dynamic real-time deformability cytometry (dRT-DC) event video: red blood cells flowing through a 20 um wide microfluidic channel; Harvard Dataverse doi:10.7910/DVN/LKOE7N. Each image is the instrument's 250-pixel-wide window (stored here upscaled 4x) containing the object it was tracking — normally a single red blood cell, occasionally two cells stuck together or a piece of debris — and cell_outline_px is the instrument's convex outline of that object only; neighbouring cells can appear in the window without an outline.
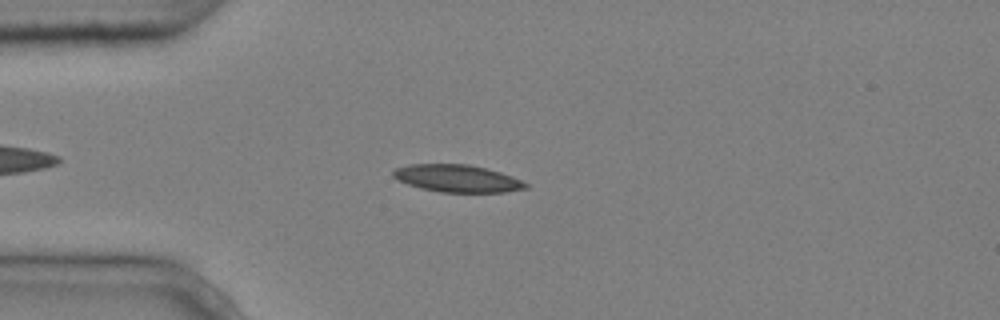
{"species": "common noctule bat (a hibernating species)", "species_latin": "Nyctalus noctula", "temperature_condition": "cold", "stored_images_in_passage": 4, "camera_frame_rate_fps": 3000, "um_per_image_px": 0.085, "animal": {"sex": "male", "body_mass_g": 20.4}, "frame": {"image": 1, "passage_image": 4, "time_ms": 1.0, "image_size_px": [1000, 320], "cell_outline_px": [[528, 188], [504, 192], [440, 192], [420, 188], [408, 184], [392, 176], [392, 172], [396, 168], [412, 164], [468, 164], [500, 172], [512, 176], [528, 184]], "centroid_in_image_um": [38.87, 15.17], "position_along_channel_um": 46.1, "area_um2": 20.92}}